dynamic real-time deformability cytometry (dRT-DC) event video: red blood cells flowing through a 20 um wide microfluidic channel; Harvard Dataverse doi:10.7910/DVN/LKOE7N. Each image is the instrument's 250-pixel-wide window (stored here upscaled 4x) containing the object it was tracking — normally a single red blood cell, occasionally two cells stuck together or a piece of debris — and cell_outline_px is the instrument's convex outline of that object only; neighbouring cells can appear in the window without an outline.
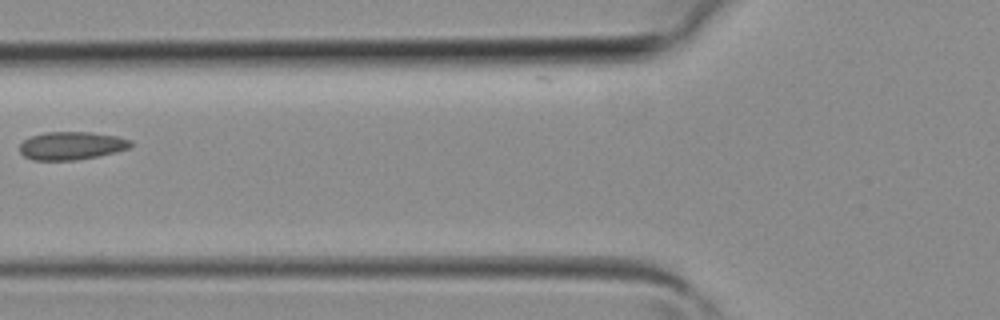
{"species": "common noctule bat (a hibernating species)", "species_latin": "Nyctalus noctula", "temperature_condition": "room temperature", "stored_images_in_passage": 5, "camera_frame_rate_fps": 3000, "um_per_image_px": 0.085, "animal": {"sex": "female", "body_mass_g": 19.3, "forearm_length_mm": 54.1}, "frame": {"image": 1, "passage_image": 5, "time_ms": 1.333, "image_size_px": [1000, 320], "cell_outline_px": [[132, 144], [128, 148], [96, 156], [76, 160], [32, 160], [24, 156], [20, 152], [20, 144], [24, 140], [32, 136], [44, 132], [92, 132], [116, 136], [132, 140]], "centroid_in_image_um": [6.04, 12.38], "position_along_channel_um": 119.8, "area_um2": 17.98}}